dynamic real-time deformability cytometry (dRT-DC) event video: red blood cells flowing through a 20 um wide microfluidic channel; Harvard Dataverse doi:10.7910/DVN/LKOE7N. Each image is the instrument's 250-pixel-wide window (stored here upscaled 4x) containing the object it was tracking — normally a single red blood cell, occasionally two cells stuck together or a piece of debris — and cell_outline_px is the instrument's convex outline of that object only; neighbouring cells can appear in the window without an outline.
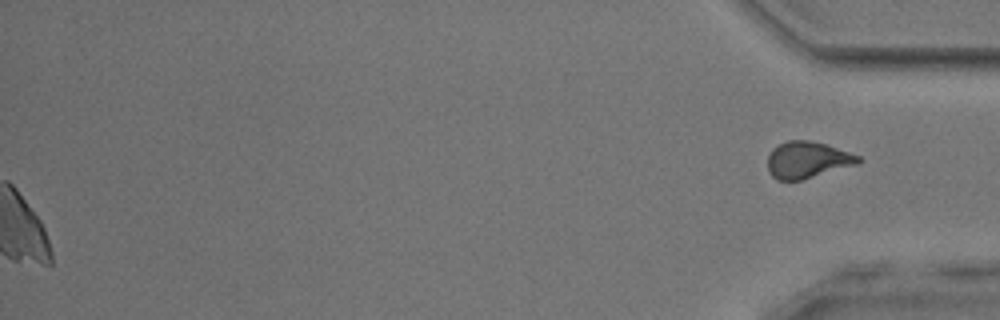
{"species": "common noctule bat (a hibernating species)", "species_latin": "Nyctalus noctula", "temperature_condition": "room temperature", "stored_images_in_passage": 50, "segment_of_instrument_passage": [2, 2], "camera_frame_rate_fps": 3000, "um_per_image_px": 0.085, "animal": {"sex": "male", "body_mass_g": 17.9, "forearm_length_mm": 54.2}, "frame": {"image": 1, "passage_image": 50, "time_ms": 16.333, "image_size_px": [1000, 320], "cell_outline_px": [[860, 164], [800, 180], [776, 180], [768, 172], [768, 156], [772, 148], [788, 140], [808, 140], [824, 144], [860, 156]], "centroid_in_image_um": [68.61, 13.6], "position_along_channel_um": 366.6, "area_um2": 19.25}}